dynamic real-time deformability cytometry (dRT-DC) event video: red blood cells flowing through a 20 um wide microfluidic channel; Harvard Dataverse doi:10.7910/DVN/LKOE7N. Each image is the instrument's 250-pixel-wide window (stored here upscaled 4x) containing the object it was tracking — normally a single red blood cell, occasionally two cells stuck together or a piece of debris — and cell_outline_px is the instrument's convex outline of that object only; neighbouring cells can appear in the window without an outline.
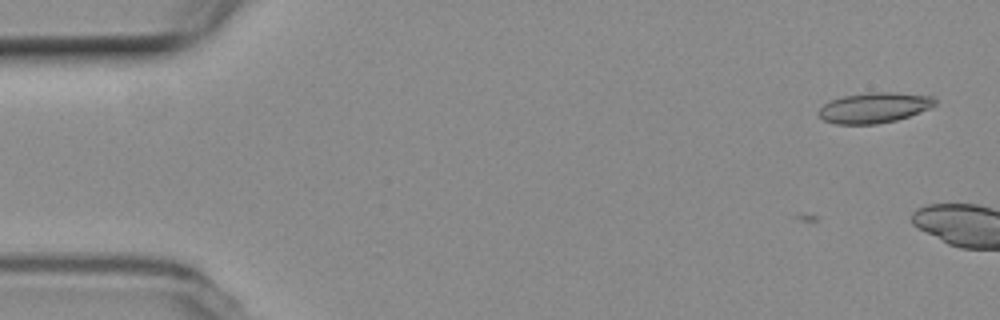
{"species": "common noctule bat (a hibernating species)", "species_latin": "Nyctalus noctula", "temperature_condition": "room temperature", "stored_images_in_passage": 5, "camera_frame_rate_fps": 3000, "um_per_image_px": 0.085, "animal": {"sex": "female", "body_mass_g": 19.3, "forearm_length_mm": 54.1}, "frame": {"image": 1, "passage_image": 5, "time_ms": 1.333, "image_size_px": [1000, 320], "cell_outline_px": [[936, 104], [932, 108], [896, 120], [876, 124], [836, 124], [824, 120], [816, 112], [828, 100], [844, 96], [868, 92], [896, 92], [932, 96], [936, 100]], "centroid_in_image_um": [74.31, 9.14], "position_along_channel_um": 10.7, "area_um2": 20.75}}